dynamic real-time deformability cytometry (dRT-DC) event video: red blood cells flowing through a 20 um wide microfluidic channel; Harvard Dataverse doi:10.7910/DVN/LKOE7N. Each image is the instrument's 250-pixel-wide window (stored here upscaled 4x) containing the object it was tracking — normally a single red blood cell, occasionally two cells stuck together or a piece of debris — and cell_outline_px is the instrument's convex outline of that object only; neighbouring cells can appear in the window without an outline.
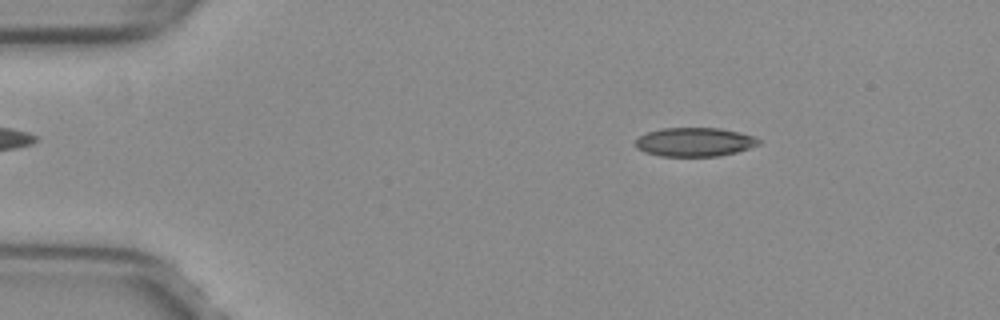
{"species": "common noctule bat (a hibernating species)", "species_latin": "Nyctalus noctula", "temperature_condition": "warm", "stored_images_in_passage": 49, "camera_frame_rate_fps": 3000, "um_per_image_px": 0.085, "animal": {"sex": "female", "body_mass_g": 29.2, "forearm_length_mm": 56.3}, "frame": {"image": 1, "passage_image": 6, "time_ms": 1.667, "image_size_px": [1000, 320], "cell_outline_px": [[760, 144], [736, 152], [716, 156], [660, 156], [644, 152], [636, 148], [636, 140], [640, 136], [648, 132], [660, 128], [720, 128], [740, 132], [752, 136], [760, 140]], "centroid_in_image_um": [59.02, 12.07], "position_along_channel_um": 26.0, "area_um2": 20.63}}
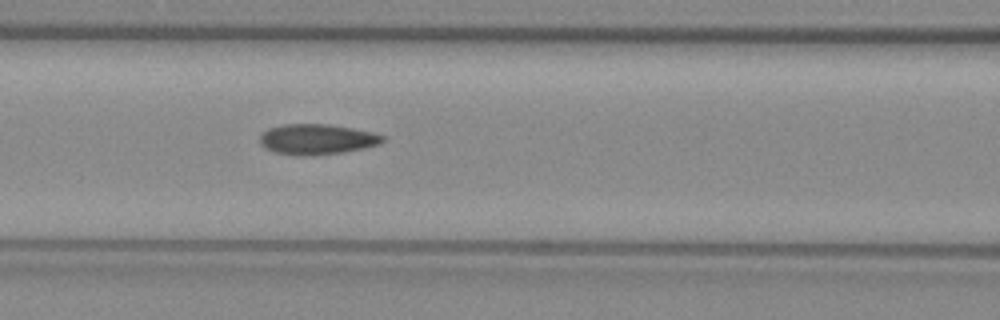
{"frame": {"image": 2, "passage_image": 20, "time_ms": 6.333, "image_size_px": [1000, 320], "cell_outline_px": [[384, 140], [380, 144], [364, 148], [344, 152], [308, 156], [296, 156], [276, 152], [264, 148], [260, 144], [260, 136], [268, 128], [284, 124], [328, 124], [352, 128], [372, 132], [384, 136]], "centroid_in_image_um": [26.93, 11.84], "position_along_channel_um": 139.7, "area_um2": 21.85}}
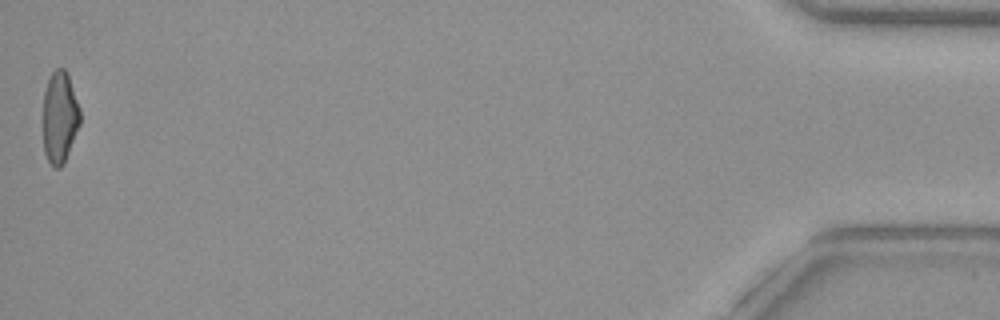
{"frame": {"image": 3, "passage_image": 49, "time_ms": 16.0, "image_size_px": [1000, 320], "cell_outline_px": [[80, 124], [64, 164], [60, 168], [52, 168], [44, 152], [44, 92], [48, 80], [52, 72], [56, 68], [64, 68], [68, 76], [80, 108]], "centroid_in_image_um": [5.08, 10.0], "position_along_channel_um": 430.1, "area_um2": 19.71}, "authors_computed_cell_mechanics": {"area_um2": 21.0392, "velocity_mm_per_s": 4.0311, "shape_relaxation_time_tau1_ms": null, "shape_relaxation_time_tau2_ms": 2.0648, "deformation_change_tau1": null, "deformation_change_tau2": 0.0959}}